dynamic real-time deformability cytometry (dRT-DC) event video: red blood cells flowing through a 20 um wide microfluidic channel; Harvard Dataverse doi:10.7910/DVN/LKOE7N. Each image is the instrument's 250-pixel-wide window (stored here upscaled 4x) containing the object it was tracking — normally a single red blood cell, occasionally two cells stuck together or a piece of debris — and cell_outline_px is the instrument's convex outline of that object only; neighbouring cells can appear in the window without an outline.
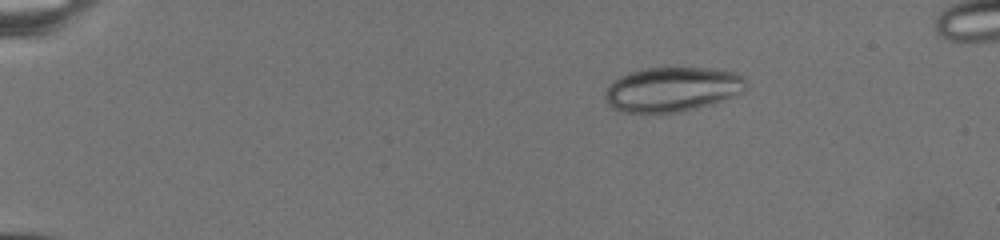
{"species": "common noctule bat (a hibernating species)", "species_latin": "Nyctalus noctula", "temperature_condition": "warm", "stored_images_in_passage": 45, "camera_frame_rate_fps": 3000, "um_per_image_px": 0.085, "animal": {"sex": "female", "body_mass_g": 19.5, "forearm_length_mm": 54.1}, "frame": {"image": 1, "passage_image": 10, "time_ms": 4.333, "image_size_px": [1000, 240], "cell_outline_px": [[744, 92], [724, 100], [712, 104], [680, 112], [624, 112], [608, 104], [604, 96], [608, 88], [620, 76], [644, 68], [712, 68], [736, 72], [744, 76]], "centroid_in_image_um": [57.19, 7.59], "position_along_channel_um": 27.8, "area_um2": 36.3}}
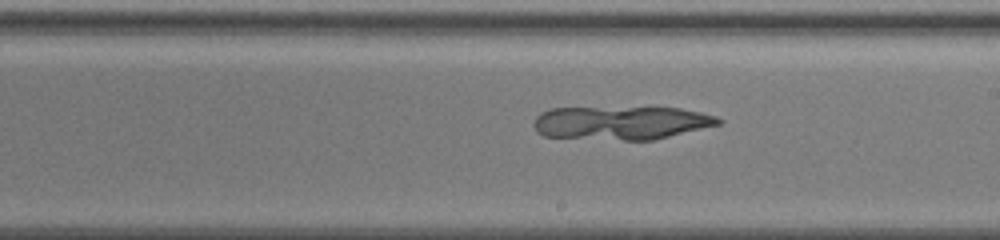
{"frame": {"image": 2, "passage_image": 32, "time_ms": 15.0, "image_size_px": [1000, 240], "cell_outline_px": [[724, 120], [720, 124], [652, 140], [624, 140], [544, 136], [536, 132], [532, 124], [536, 116], [540, 112], [552, 108], [680, 108], [700, 112], [716, 116]], "centroid_in_image_um": [52.77, 10.44], "position_along_channel_um": 236.2, "area_um2": 35.84}}